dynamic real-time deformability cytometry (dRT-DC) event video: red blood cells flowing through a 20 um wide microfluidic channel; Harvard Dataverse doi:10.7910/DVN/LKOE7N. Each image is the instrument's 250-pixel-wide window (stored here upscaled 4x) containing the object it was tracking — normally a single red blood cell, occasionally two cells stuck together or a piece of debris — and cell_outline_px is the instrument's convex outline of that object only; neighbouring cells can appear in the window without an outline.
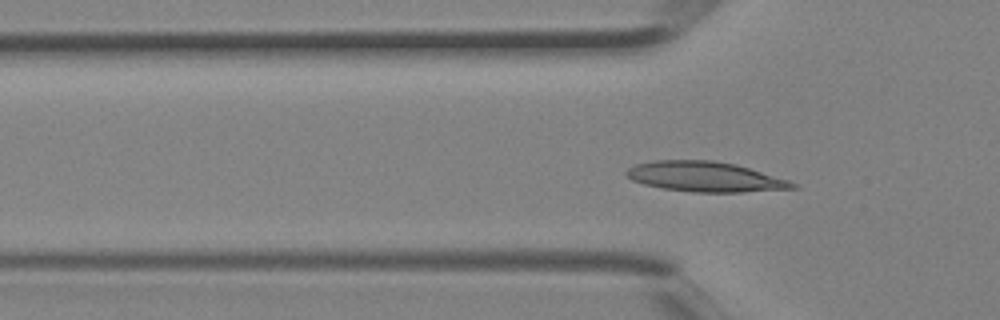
{"species": "Egyptian fruit bat (a non-hibernating species)", "species_latin": "Rousettus aegyptiacus", "temperature_condition": "room temperature", "stored_images_in_passage": 3, "camera_frame_rate_fps": 3000, "um_per_image_px": 0.085, "animal": {"sex": "female"}, "frame": {"image": 1, "passage_image": 3, "time_ms": 0.667, "image_size_px": [1000, 320], "cell_outline_px": [[800, 188], [740, 192], [692, 192], [664, 188], [644, 184], [632, 180], [624, 172], [628, 168], [636, 164], [652, 160], [712, 160], [736, 164], [788, 180], [796, 184]], "centroid_in_image_um": [59.92, 15.02], "position_along_channel_um": 65.9, "area_um2": 29.02}}